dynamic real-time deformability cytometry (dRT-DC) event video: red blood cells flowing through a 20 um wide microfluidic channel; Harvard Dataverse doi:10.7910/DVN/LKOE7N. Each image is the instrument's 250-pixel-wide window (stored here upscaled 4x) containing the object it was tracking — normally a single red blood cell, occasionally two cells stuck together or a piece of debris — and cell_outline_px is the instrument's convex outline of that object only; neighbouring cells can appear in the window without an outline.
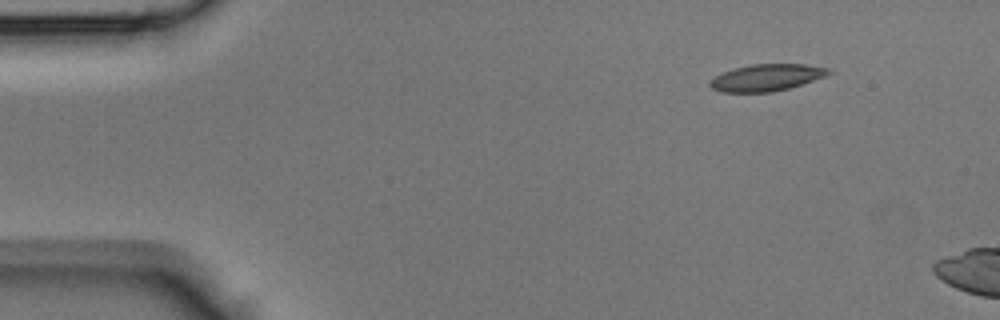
{"species": "Egyptian fruit bat (a non-hibernating species)", "species_latin": "Rousettus aegyptiacus", "temperature_condition": "room temperature", "stored_images_in_passage": 5, "camera_frame_rate_fps": 3000, "um_per_image_px": 0.085, "animal": {"sex": "male"}, "frame": {"image": 1, "passage_image": 1, "time_ms": 0.0, "image_size_px": [1000, 320], "cell_outline_px": [[832, 72], [824, 76], [788, 88], [772, 92], [720, 92], [712, 88], [708, 84], [708, 80], [732, 68], [752, 64], [804, 64], [832, 68]], "centroid_in_image_um": [65.12, 6.58], "position_along_channel_um": 19.9, "area_um2": 18.5}}